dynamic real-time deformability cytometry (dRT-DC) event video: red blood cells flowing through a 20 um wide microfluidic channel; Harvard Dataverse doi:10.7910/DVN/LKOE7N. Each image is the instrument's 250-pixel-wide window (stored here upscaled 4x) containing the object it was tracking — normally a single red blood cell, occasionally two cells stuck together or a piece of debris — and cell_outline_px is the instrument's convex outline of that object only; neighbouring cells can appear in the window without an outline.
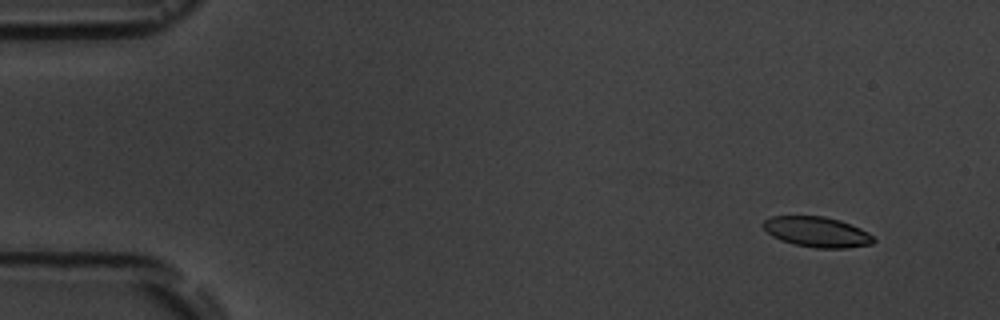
{"species": "common noctule bat (a hibernating species)", "species_latin": "Nyctalus noctula", "temperature_condition": "room temperature", "stored_images_in_passage": 6, "camera_frame_rate_fps": 3000, "um_per_image_px": 0.085, "animal": {"sex": "male", "body_mass_g": 19.5, "forearm_length_mm": 54.6}, "frame": {"image": 1, "passage_image": 1, "time_ms": 0.0, "image_size_px": [1000, 320], "cell_outline_px": [[876, 240], [872, 244], [848, 248], [816, 248], [796, 244], [780, 240], [772, 236], [764, 228], [764, 220], [772, 216], [824, 216], [840, 220], [860, 228], [868, 232]], "centroid_in_image_um": [69.47, 19.71], "position_along_channel_um": 15.5, "area_um2": 19.42}}
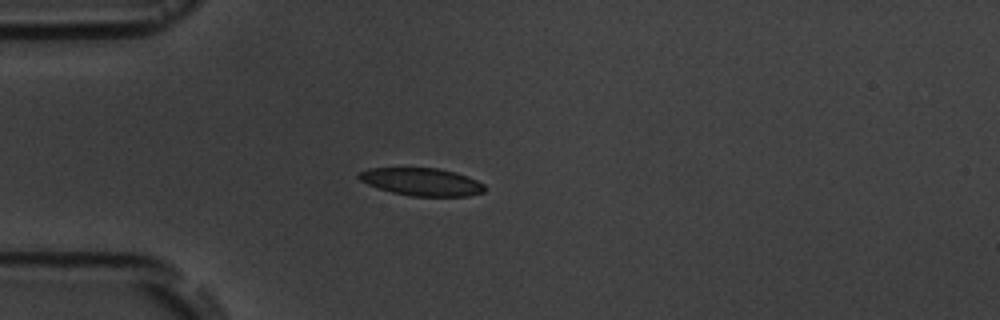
{"frame": {"image": 2, "passage_image": 4, "time_ms": 3.667, "image_size_px": [1000, 320], "cell_outline_px": [[484, 192], [468, 196], [412, 196], [392, 192], [368, 184], [360, 180], [356, 176], [360, 172], [368, 168], [436, 168], [456, 172], [468, 176], [484, 184]], "centroid_in_image_um": [35.85, 15.45], "position_along_channel_um": 49.1, "area_um2": 20.17}}
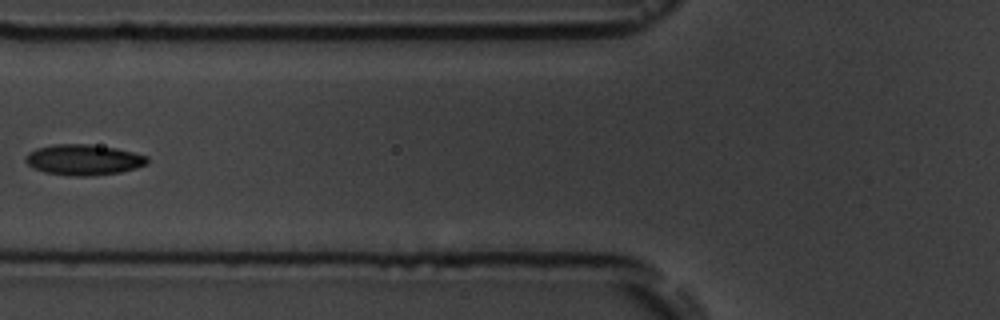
{"frame": {"image": 3, "passage_image": 6, "time_ms": 6.0, "image_size_px": [1000, 320], "cell_outline_px": [[148, 164], [136, 168], [120, 172], [88, 176], [68, 176], [44, 172], [32, 168], [24, 160], [28, 152], [36, 148], [52, 144], [88, 144], [116, 148], [148, 156]], "centroid_in_image_um": [7.08, 13.58], "position_along_channel_um": 118.7, "area_um2": 21.91}}